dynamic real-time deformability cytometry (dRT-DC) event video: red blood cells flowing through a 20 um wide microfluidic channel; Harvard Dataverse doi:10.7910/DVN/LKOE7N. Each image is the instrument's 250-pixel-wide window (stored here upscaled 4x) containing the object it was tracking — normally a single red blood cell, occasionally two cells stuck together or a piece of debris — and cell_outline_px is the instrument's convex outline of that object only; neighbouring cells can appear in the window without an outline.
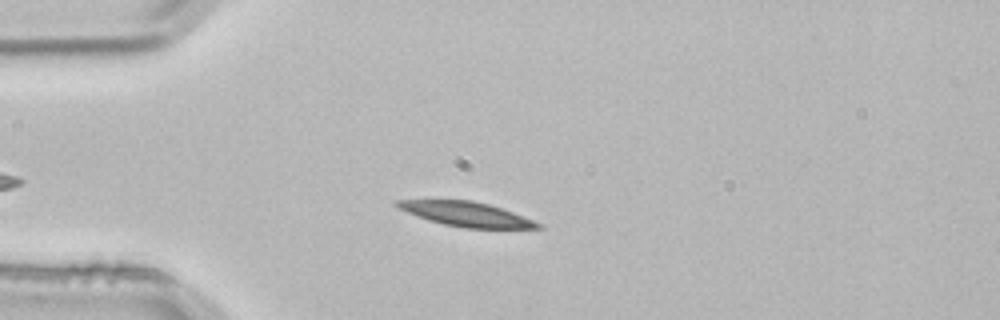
{"species": "common noctule bat (a hibernating species)", "species_latin": "Nyctalus noctula", "temperature_condition": "room temperature", "stored_images_in_passage": 2, "camera_frame_rate_fps": 3000, "um_per_image_px": 0.085, "animal": {"sex": "male", "body_mass_g": 21.5, "forearm_length_mm": 52.0}, "frame": {"image": 1, "passage_image": 2, "time_ms": 0.333, "image_size_px": [1000, 320], "cell_outline_px": [[544, 228], [464, 228], [444, 224], [428, 220], [416, 216], [392, 204], [396, 200], [472, 200], [488, 204], [512, 212], [532, 220], [540, 224]], "centroid_in_image_um": [39.59, 18.2], "position_along_channel_um": 45.4, "area_um2": 19.77}}